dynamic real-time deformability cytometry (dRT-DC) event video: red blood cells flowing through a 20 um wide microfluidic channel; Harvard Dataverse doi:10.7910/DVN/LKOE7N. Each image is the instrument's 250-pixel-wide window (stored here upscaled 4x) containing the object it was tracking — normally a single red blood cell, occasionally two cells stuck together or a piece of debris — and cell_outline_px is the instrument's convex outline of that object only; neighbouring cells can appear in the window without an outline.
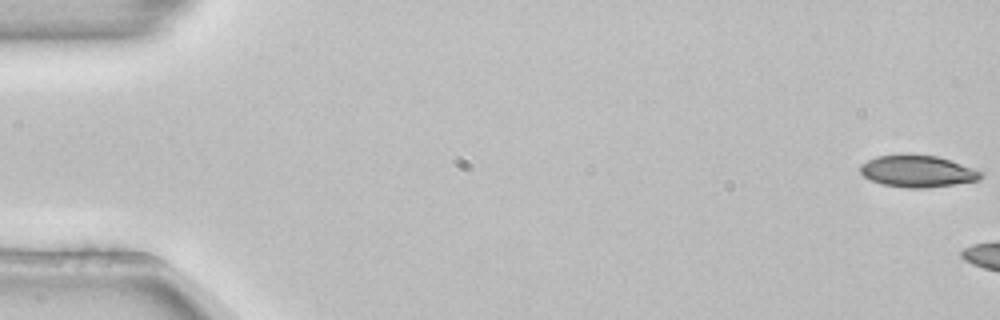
{"species": "common noctule bat (a hibernating species)", "species_latin": "Nyctalus noctula", "temperature_condition": "room temperature", "stored_images_in_passage": 6, "camera_frame_rate_fps": 3000, "um_per_image_px": 0.085, "animal": {"sex": "female", "body_mass_g": 22.7, "forearm_length_mm": 54.2}, "frame": {"image": 1, "passage_image": 1, "time_ms": 0.0, "image_size_px": [1000, 320], "cell_outline_px": [[984, 172], [976, 180], [952, 184], [924, 188], [908, 188], [884, 184], [872, 180], [864, 176], [860, 172], [860, 164], [876, 156], [936, 156]], "centroid_in_image_um": [77.95, 14.57], "position_along_channel_um": 7.1, "area_um2": 21.44}}